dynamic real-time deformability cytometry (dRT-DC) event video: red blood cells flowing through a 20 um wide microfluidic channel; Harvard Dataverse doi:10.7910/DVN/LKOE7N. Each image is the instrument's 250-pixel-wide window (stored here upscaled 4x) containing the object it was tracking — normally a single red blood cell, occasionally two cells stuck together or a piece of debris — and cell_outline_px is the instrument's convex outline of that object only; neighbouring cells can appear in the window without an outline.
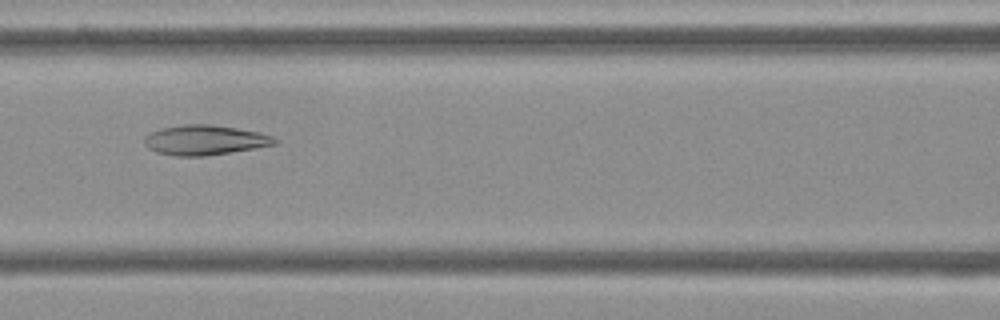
{"species": "Egyptian fruit bat (a non-hibernating species)", "species_latin": "Rousettus aegyptiacus", "temperature_condition": "cold", "stored_images_in_passage": 53, "camera_frame_rate_fps": 3000, "um_per_image_px": 0.085, "frame": {"image": 1, "passage_image": 23, "time_ms": 7.333, "image_size_px": [1000, 320], "cell_outline_px": [[280, 140], [276, 144], [256, 148], [204, 156], [176, 156], [156, 152], [148, 148], [144, 144], [144, 136], [152, 132], [164, 128], [184, 124], [208, 124], [236, 128], [260, 132], [272, 136]], "centroid_in_image_um": [17.43, 11.91], "position_along_channel_um": 149.2, "area_um2": 22.66}}
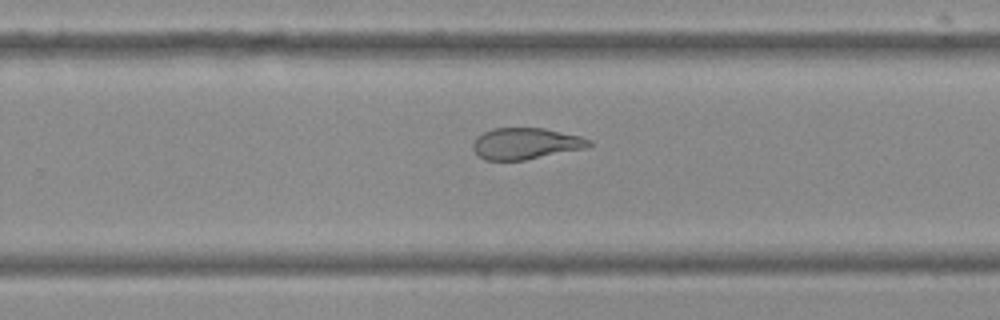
{"frame": {"image": 2, "passage_image": 34, "time_ms": 11.0, "image_size_px": [1000, 320], "cell_outline_px": [[592, 144], [588, 148], [524, 160], [484, 160], [472, 148], [472, 144], [476, 136], [492, 128], [544, 128], [580, 136], [592, 140]], "centroid_in_image_um": [44.7, 12.2], "position_along_channel_um": 285.1, "area_um2": 21.33}}
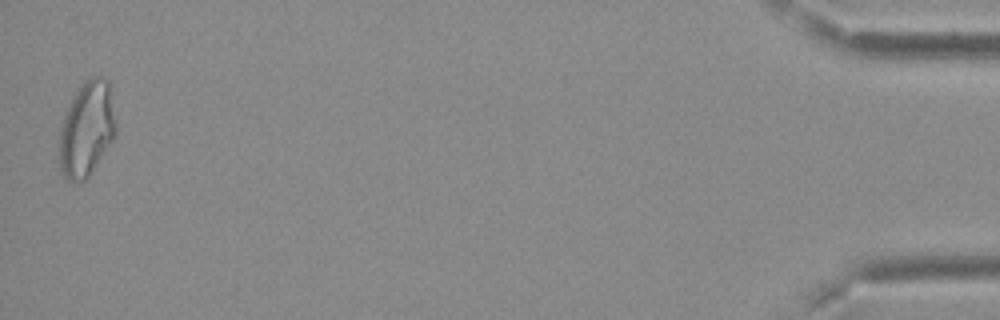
{"frame": {"image": 3, "passage_image": 53, "time_ms": 17.333, "image_size_px": [1000, 320], "cell_outline_px": [[116, 132], [112, 140], [88, 176], [84, 180], [68, 180], [60, 172], [60, 128], [64, 116], [76, 92], [92, 76], [100, 76], [108, 80], [116, 124]], "centroid_in_image_um": [7.37, 10.97], "position_along_channel_um": 427.8, "area_um2": 30.4}, "authors_computed_cell_mechanics": {"area_um2": 26.0678, "velocity_mm_per_s": 3.7157, "shape_relaxation_time_tau1_ms": null, "shape_relaxation_time_tau2_ms": 3.1367, "deformation_change_tau1": null, "deformation_change_tau2": 0.1169}}